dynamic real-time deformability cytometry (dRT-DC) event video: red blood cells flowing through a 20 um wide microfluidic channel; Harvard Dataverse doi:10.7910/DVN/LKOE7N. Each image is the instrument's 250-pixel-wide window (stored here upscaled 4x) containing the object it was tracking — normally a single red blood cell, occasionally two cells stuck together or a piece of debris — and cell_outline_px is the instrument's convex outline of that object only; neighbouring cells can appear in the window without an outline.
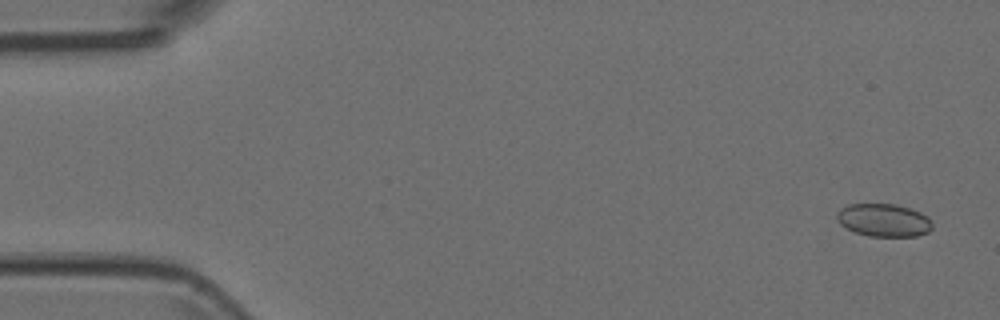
{"species": "Egyptian fruit bat (a non-hibernating species)", "species_latin": "Rousettus aegyptiacus", "temperature_condition": "room temperature", "stored_images_in_passage": 4, "segment_of_instrument_passage": [2, 2], "camera_frame_rate_fps": 3000, "um_per_image_px": 0.085, "animal": {"sex": "female"}, "frame": {"image": 1, "passage_image": 4, "time_ms": 1.0, "image_size_px": [1000, 320], "cell_outline_px": [[932, 228], [928, 232], [916, 236], [868, 236], [856, 232], [840, 224], [836, 220], [836, 212], [840, 208], [848, 204], [896, 204], [920, 212], [928, 216], [932, 220]], "centroid_in_image_um": [75.11, 18.71], "position_along_channel_um": 9.9, "area_um2": 18.38}}